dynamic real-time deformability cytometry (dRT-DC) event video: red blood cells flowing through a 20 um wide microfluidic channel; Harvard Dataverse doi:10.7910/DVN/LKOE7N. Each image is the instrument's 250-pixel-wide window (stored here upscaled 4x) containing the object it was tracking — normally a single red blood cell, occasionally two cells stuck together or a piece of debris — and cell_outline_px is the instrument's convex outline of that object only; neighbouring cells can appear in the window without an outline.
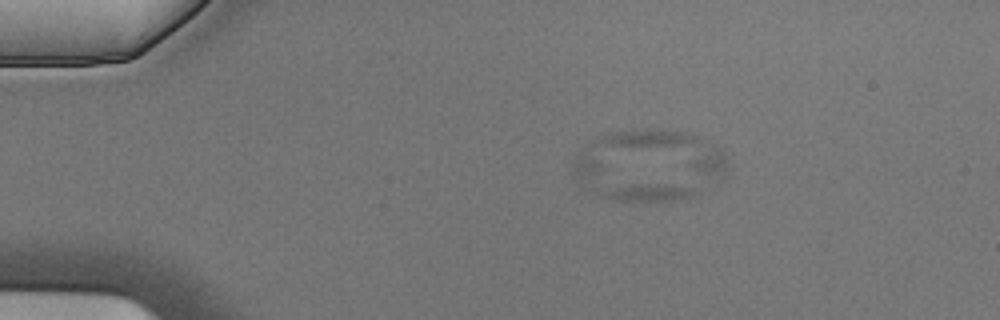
{"species": "Egyptian fruit bat (a non-hibernating species)", "species_latin": "Rousettus aegyptiacus", "temperature_condition": "cold", "stored_images_in_passage": 7, "segment_of_instrument_passage": [1, 2], "camera_frame_rate_fps": 3000, "um_per_image_px": 0.085, "animal": {"sex": "male"}, "frame": {"image": 1, "passage_image": 2, "time_ms": 0.333, "image_size_px": [1000, 320], "cell_outline_px": [[700, 192], [692, 196], [680, 200], [660, 204], [608, 200], [592, 192], [572, 176], [572, 164], [576, 156], [584, 156], [692, 188]], "centroid_in_image_um": [53.24, 15.59], "position_along_channel_um": 31.8, "area_um2": 23.87}}